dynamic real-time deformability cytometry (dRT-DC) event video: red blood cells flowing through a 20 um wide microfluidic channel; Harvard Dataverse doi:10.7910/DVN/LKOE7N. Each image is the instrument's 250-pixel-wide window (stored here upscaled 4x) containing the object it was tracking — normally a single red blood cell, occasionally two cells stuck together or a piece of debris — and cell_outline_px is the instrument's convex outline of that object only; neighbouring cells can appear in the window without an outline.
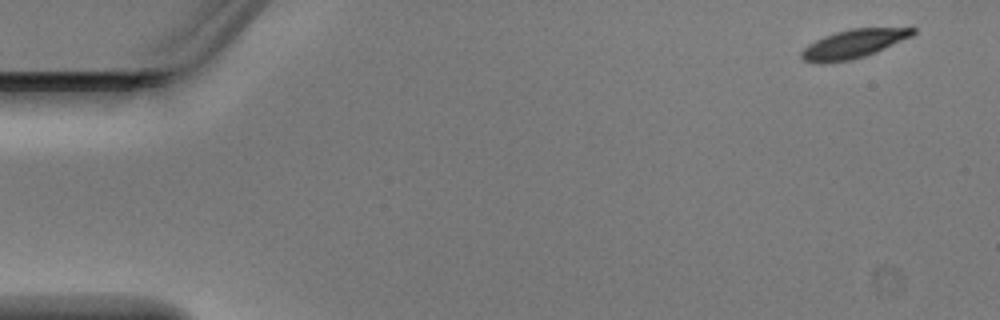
{"species": "Egyptian fruit bat (a non-hibernating species)", "species_latin": "Rousettus aegyptiacus", "temperature_condition": "warm", "stored_images_in_passage": 3, "camera_frame_rate_fps": 3000, "um_per_image_px": 0.085, "animal": {"sex": "male"}, "frame": {"image": 1, "passage_image": 1, "time_ms": 0.0, "image_size_px": [1000, 320], "cell_outline_px": [[916, 32], [912, 36], [876, 52], [864, 56], [848, 60], [804, 60], [800, 56], [800, 52], [808, 44], [824, 36], [836, 32], [852, 28], [912, 24], [916, 28]], "centroid_in_image_um": [72.77, 3.61], "position_along_channel_um": 12.2, "area_um2": 18.73}}